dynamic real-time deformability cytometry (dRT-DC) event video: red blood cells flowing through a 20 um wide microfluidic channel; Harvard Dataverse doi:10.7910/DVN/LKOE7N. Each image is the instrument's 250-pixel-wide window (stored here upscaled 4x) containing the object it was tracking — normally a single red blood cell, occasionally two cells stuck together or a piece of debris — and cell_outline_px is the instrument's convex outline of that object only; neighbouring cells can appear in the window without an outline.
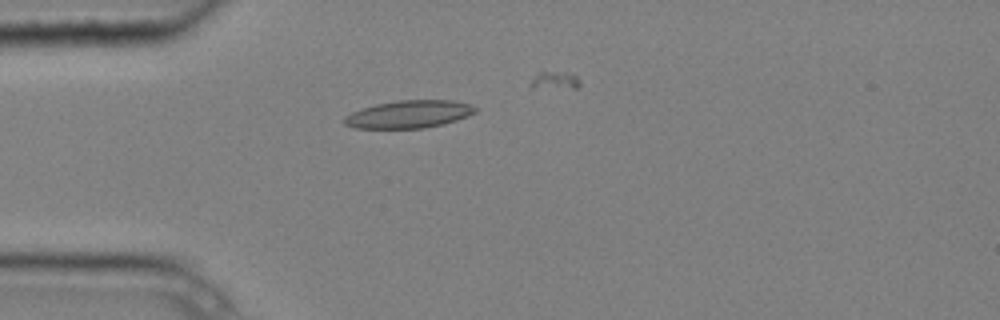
{"species": "common noctule bat (a hibernating species)", "species_latin": "Nyctalus noctula", "temperature_condition": "cold", "stored_images_in_passage": 4, "camera_frame_rate_fps": 3000, "um_per_image_px": 0.085, "animal": {"sex": "male", "body_mass_g": 20.4}, "frame": {"image": 1, "passage_image": 4, "time_ms": 1.0, "image_size_px": [1000, 320], "cell_outline_px": [[476, 112], [468, 116], [444, 124], [424, 128], [356, 128], [344, 124], [344, 116], [352, 112], [376, 104], [396, 100], [452, 100], [468, 104], [476, 108]], "centroid_in_image_um": [34.76, 9.71], "position_along_channel_um": 50.2, "area_um2": 20.98}}